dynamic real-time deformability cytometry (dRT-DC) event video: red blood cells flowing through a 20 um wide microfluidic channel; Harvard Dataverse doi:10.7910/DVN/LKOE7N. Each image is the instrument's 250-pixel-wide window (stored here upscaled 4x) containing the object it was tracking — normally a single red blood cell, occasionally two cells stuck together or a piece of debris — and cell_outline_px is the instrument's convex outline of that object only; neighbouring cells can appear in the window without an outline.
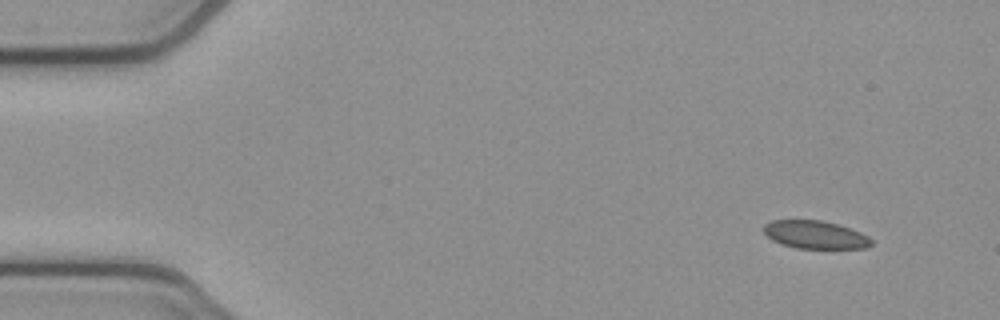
{"species": "common noctule bat (a hibernating species)", "species_latin": "Nyctalus noctula", "temperature_condition": "cold", "stored_images_in_passage": 4, "camera_frame_rate_fps": 3000, "um_per_image_px": 0.085, "animal": {"sex": "female", "body_mass_g": 21.9}, "frame": {"image": 1, "passage_image": 1, "time_ms": 0.0, "image_size_px": [1000, 320], "cell_outline_px": [[872, 244], [868, 248], [796, 248], [780, 244], [772, 240], [764, 232], [764, 224], [772, 220], [820, 220], [836, 224], [860, 232], [868, 236], [872, 240]], "centroid_in_image_um": [69.28, 19.95], "position_along_channel_um": 15.7, "area_um2": 17.46}}
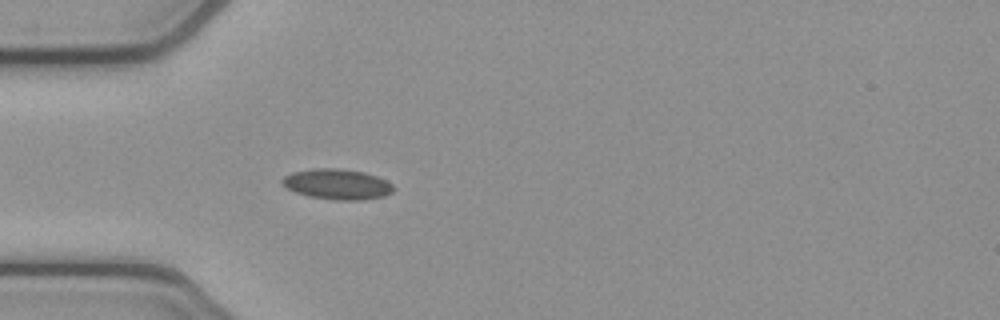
{"frame": {"image": 2, "passage_image": 4, "time_ms": 1.0, "image_size_px": [1000, 320], "cell_outline_px": [[396, 188], [392, 192], [384, 196], [360, 200], [336, 200], [308, 196], [296, 192], [280, 184], [280, 180], [284, 176], [292, 172], [312, 168], [340, 168], [364, 172], [376, 176], [392, 184]], "centroid_in_image_um": [28.64, 15.65], "position_along_channel_um": 56.4, "area_um2": 19.83}}